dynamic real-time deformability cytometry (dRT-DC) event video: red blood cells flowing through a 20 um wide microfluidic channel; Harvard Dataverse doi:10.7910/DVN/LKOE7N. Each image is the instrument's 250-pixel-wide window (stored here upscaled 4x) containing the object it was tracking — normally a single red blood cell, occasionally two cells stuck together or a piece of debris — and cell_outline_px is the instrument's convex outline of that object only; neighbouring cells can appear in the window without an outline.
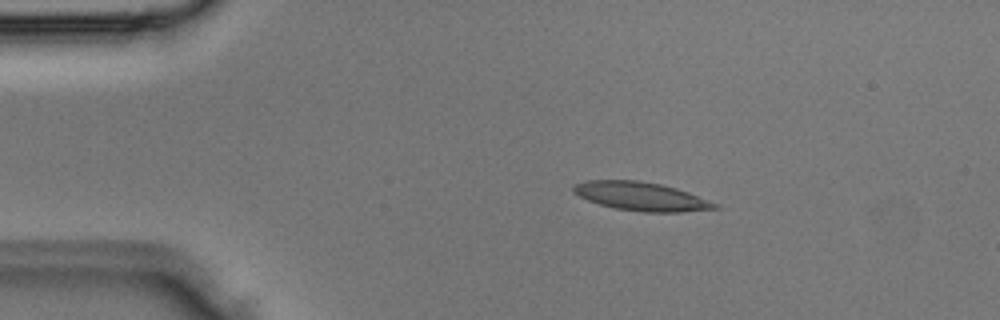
{"species": "Egyptian fruit bat (a non-hibernating species)", "species_latin": "Rousettus aegyptiacus", "temperature_condition": "room temperature", "stored_images_in_passage": 3, "segment_of_instrument_passage": [1, 2], "camera_frame_rate_fps": 3000, "um_per_image_px": 0.085, "animal": {"sex": "male"}, "frame": {"image": 1, "passage_image": 1, "time_ms": 0.0, "image_size_px": [1000, 320], "cell_outline_px": [[720, 208], [680, 212], [644, 212], [616, 208], [600, 204], [588, 200], [572, 192], [572, 184], [584, 180], [636, 180], [660, 184], [676, 188], [688, 192], [720, 204]], "centroid_in_image_um": [54.49, 16.68], "position_along_channel_um": 30.5, "area_um2": 23.58}}